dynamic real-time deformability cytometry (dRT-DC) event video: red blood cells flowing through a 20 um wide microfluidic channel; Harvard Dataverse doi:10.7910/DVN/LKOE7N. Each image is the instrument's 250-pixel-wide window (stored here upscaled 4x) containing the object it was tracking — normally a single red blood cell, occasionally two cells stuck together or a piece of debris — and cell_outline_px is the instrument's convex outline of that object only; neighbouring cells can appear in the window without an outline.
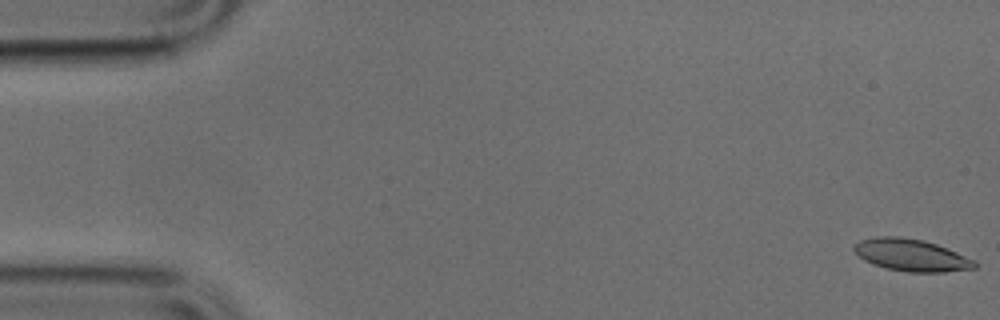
{"species": "common noctule bat (a hibernating species)", "species_latin": "Nyctalus noctula", "temperature_condition": "cold", "stored_images_in_passage": 14, "camera_frame_rate_fps": 3000, "um_per_image_px": 0.085, "animal": {"sex": "male", "body_mass_g": 17.9, "forearm_length_mm": 54.2}, "frame": {"image": 1, "passage_image": 1, "time_ms": 0.0, "image_size_px": [1000, 320], "cell_outline_px": [[980, 264], [976, 268], [944, 272], [908, 272], [888, 268], [872, 264], [864, 260], [852, 248], [860, 240], [876, 236], [900, 236], [924, 240], [936, 244], [976, 260]], "centroid_in_image_um": [77.49, 21.68], "position_along_channel_um": 7.5, "area_um2": 22.6}}
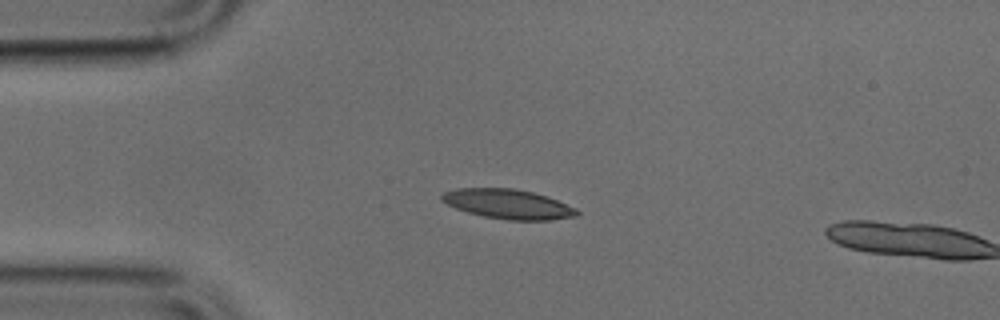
{"frame": {"image": 2, "passage_image": 12, "time_ms": 3.667, "image_size_px": [1000, 320], "cell_outline_px": [[580, 212], [576, 216], [548, 220], [508, 220], [484, 216], [468, 212], [456, 208], [440, 200], [440, 196], [444, 192], [456, 188], [516, 188], [532, 192], [556, 200], [576, 208]], "centroid_in_image_um": [43.16, 17.34], "position_along_channel_um": 41.8, "area_um2": 23.12}}